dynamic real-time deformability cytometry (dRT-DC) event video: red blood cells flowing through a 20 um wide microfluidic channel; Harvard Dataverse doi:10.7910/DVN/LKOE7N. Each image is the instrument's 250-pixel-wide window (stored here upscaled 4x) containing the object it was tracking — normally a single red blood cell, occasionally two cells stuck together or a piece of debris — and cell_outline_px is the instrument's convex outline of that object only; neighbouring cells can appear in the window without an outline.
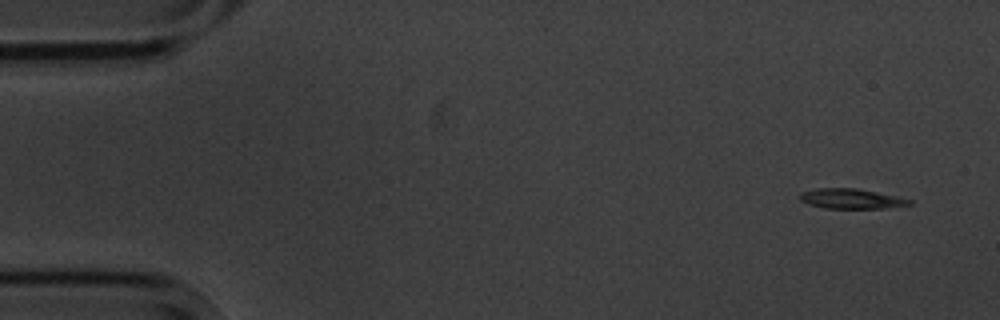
{"species": "common noctule bat (a hibernating species)", "species_latin": "Nyctalus noctula", "temperature_condition": "cold", "stored_images_in_passage": 10, "camera_frame_rate_fps": 3000, "um_per_image_px": 0.085, "animal": {"sex": "male", "body_mass_g": 20.1, "forearm_length_mm": 53.5}, "frame": {"image": 1, "passage_image": 1, "time_ms": 0.0, "image_size_px": [1000, 320], "cell_outline_px": [[912, 204], [880, 208], [824, 208], [808, 204], [800, 200], [800, 192], [816, 188], [856, 188], [896, 196], [912, 200]], "centroid_in_image_um": [72.3, 16.88], "position_along_channel_um": 12.7, "area_um2": 12.6}}
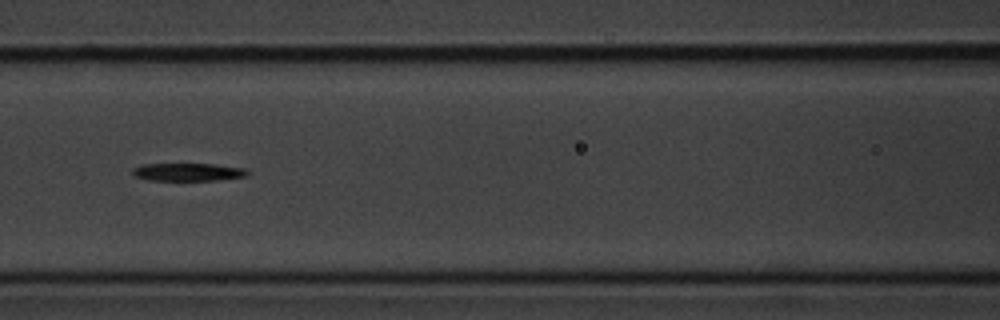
{"frame": {"image": 2, "passage_image": 7, "time_ms": 7.0, "image_size_px": [1000, 320], "cell_outline_px": [[248, 176], [220, 180], [148, 180], [136, 176], [132, 172], [132, 168], [144, 164], [216, 164], [244, 168], [248, 172]], "centroid_in_image_um": [16.01, 14.62], "position_along_channel_um": 150.6, "area_um2": 11.91}}
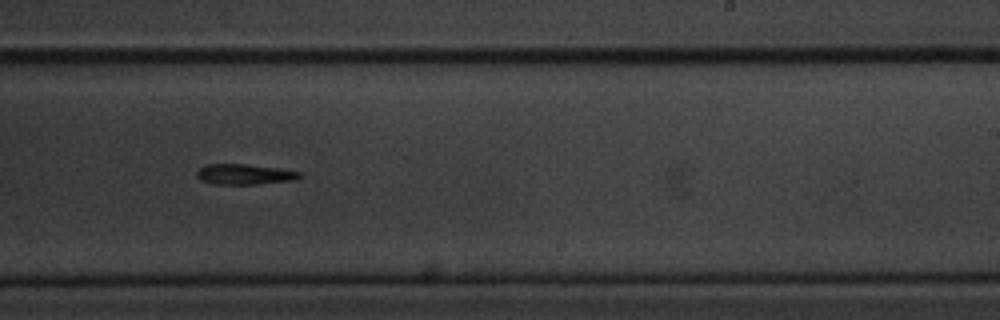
{"frame": {"image": 3, "passage_image": 10, "time_ms": 10.333, "image_size_px": [1000, 320], "cell_outline_px": [[300, 176], [296, 180], [256, 184], [212, 184], [200, 180], [196, 176], [196, 172], [204, 164], [244, 164], [280, 168], [300, 172]], "centroid_in_image_um": [20.74, 14.81], "position_along_channel_um": 268.3, "area_um2": 12.31}}